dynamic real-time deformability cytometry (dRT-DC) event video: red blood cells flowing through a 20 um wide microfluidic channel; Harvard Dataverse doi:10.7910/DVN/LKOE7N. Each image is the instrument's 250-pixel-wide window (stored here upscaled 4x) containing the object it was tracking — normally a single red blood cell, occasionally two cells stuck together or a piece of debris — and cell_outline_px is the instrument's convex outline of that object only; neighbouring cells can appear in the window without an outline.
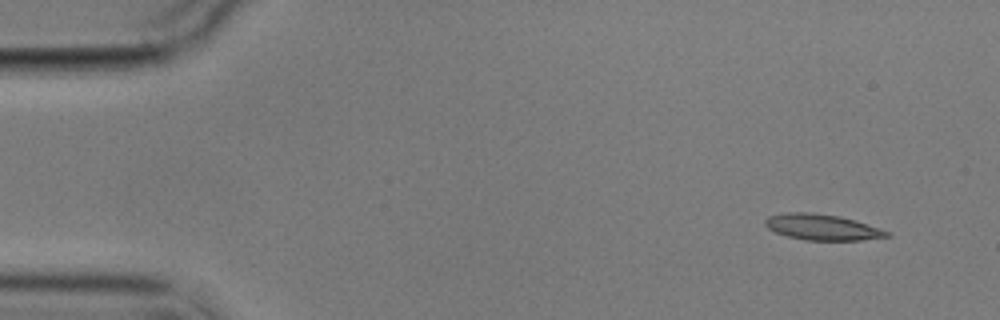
{"species": "common noctule bat (a hibernating species)", "species_latin": "Nyctalus noctula", "temperature_condition": "cold", "stored_images_in_passage": 4, "camera_frame_rate_fps": 3000, "um_per_image_px": 0.085, "animal": {"sex": "male", "body_mass_g": 17.9}, "frame": {"image": 1, "passage_image": 1, "time_ms": 0.0, "image_size_px": [1000, 320], "cell_outline_px": [[892, 236], [860, 240], [804, 240], [788, 236], [776, 232], [768, 228], [764, 224], [764, 220], [768, 216], [784, 212], [812, 212], [840, 216], [856, 220], [892, 232]], "centroid_in_image_um": [69.9, 19.3], "position_along_channel_um": 15.1, "area_um2": 18.55}}
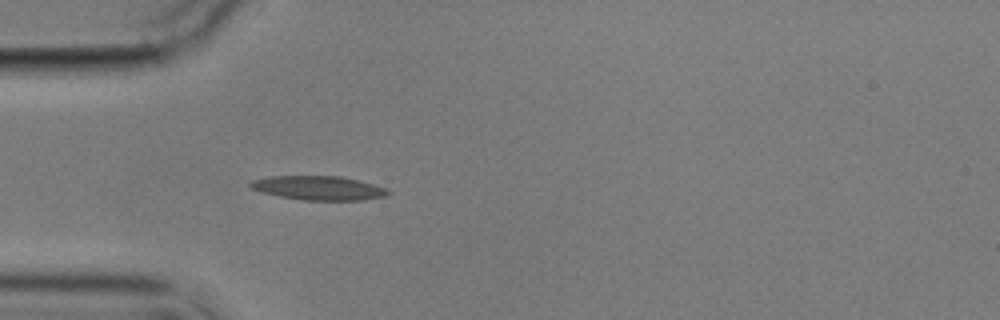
{"frame": {"image": 2, "passage_image": 4, "time_ms": 4.0, "image_size_px": [1000, 320], "cell_outline_px": [[392, 192], [384, 196], [364, 200], [304, 200], [280, 196], [264, 192], [252, 188], [248, 184], [252, 180], [272, 176], [340, 176], [372, 184], [384, 188]], "centroid_in_image_um": [27.08, 15.98], "position_along_channel_um": 57.9, "area_um2": 18.96}}